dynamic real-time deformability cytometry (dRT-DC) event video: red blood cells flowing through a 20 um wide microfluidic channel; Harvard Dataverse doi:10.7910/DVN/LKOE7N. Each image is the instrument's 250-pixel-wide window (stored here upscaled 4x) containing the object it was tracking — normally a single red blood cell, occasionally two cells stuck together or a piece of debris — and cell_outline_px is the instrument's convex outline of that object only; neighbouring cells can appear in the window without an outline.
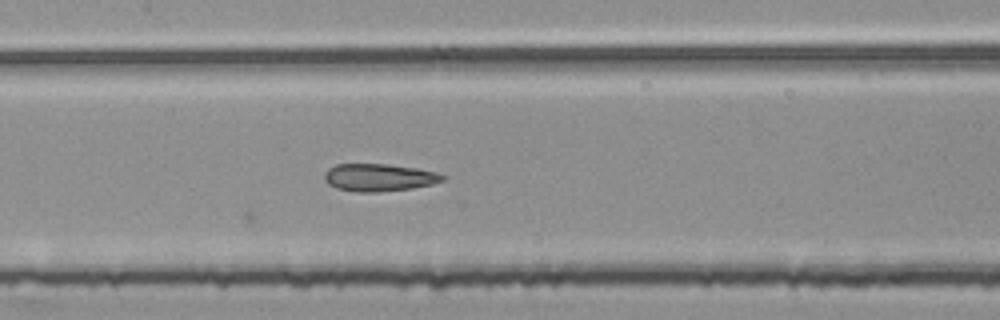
{"species": "common noctule bat (a hibernating species)", "species_latin": "Nyctalus noctula", "temperature_condition": "room temperature", "stored_images_in_passage": 6, "camera_frame_rate_fps": 3000, "um_per_image_px": 0.085, "animal": {"sex": "female", "body_mass_g": 25.1}, "frame": {"image": 1, "passage_image": 6, "time_ms": 1.667, "image_size_px": [1000, 320], "cell_outline_px": [[444, 180], [432, 184], [412, 188], [376, 192], [356, 192], [336, 188], [328, 184], [324, 180], [324, 172], [328, 168], [336, 164], [388, 164], [420, 168], [436, 172], [444, 176]], "centroid_in_image_um": [32.19, 15.08], "position_along_channel_um": 175.2, "area_um2": 19.07}}